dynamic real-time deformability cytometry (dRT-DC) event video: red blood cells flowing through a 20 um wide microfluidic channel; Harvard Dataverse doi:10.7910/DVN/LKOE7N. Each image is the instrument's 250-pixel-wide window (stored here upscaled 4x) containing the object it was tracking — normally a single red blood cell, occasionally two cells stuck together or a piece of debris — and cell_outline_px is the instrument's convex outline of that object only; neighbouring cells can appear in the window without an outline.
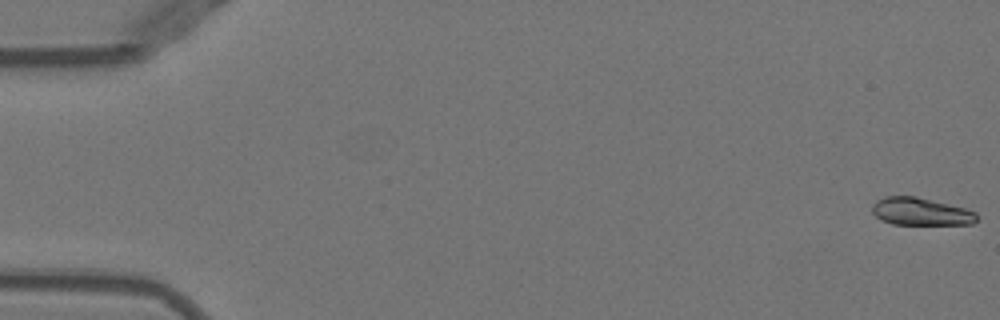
{"species": "Egyptian fruit bat (a non-hibernating species)", "species_latin": "Rousettus aegyptiacus", "temperature_condition": "warm", "stored_images_in_passage": 11, "camera_frame_rate_fps": 3000, "um_per_image_px": 0.085, "animal": {"sex": "female"}, "frame": {"image": 1, "passage_image": 1, "time_ms": 0.0, "image_size_px": [1000, 320], "cell_outline_px": [[976, 220], [972, 224], [892, 224], [880, 220], [872, 212], [872, 204], [876, 200], [884, 196], [916, 196], [964, 208], [976, 212]], "centroid_in_image_um": [78.21, 17.98], "position_along_channel_um": 6.8, "area_um2": 16.76}}